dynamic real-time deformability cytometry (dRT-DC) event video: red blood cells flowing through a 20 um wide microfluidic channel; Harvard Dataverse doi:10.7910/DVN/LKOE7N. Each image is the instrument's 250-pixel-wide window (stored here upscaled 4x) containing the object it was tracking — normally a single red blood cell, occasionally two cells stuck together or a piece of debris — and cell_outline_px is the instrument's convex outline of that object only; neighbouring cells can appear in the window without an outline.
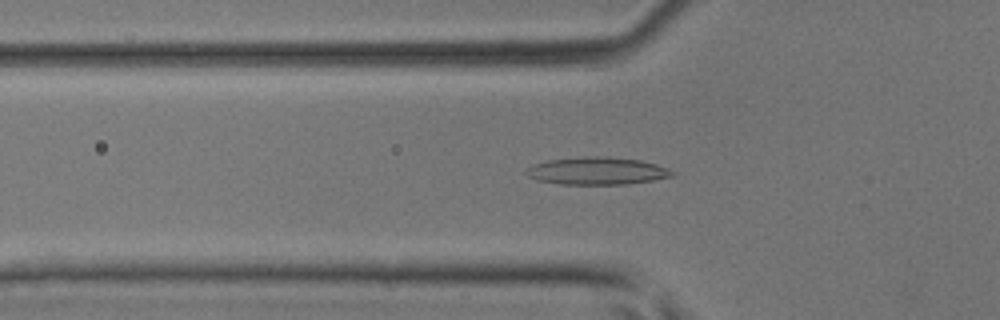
{"species": "common noctule bat (a hibernating species)", "species_latin": "Nyctalus noctula", "temperature_condition": "room temperature", "stored_images_in_passage": 32, "camera_frame_rate_fps": 3000, "um_per_image_px": 0.085, "animal": {"sex": "male", "body_mass_g": 17.9, "forearm_length_mm": 54.2}, "frame": {"image": 1, "passage_image": 3, "time_ms": 0.667, "image_size_px": [1000, 320], "cell_outline_px": [[676, 172], [672, 176], [652, 180], [628, 184], [560, 184], [536, 180], [528, 176], [524, 172], [532, 164], [548, 160], [584, 156], [604, 156], [640, 160], [656, 164], [668, 168]], "centroid_in_image_um": [50.73, 14.52], "position_along_channel_um": 75.1, "area_um2": 23.47}}
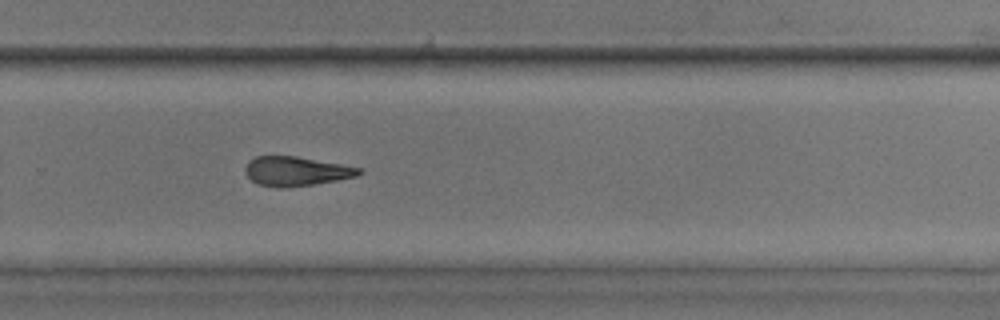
{"frame": {"image": 2, "passage_image": 18, "time_ms": 5.667, "image_size_px": [1000, 320], "cell_outline_px": [[364, 172], [356, 176], [336, 180], [312, 184], [284, 188], [280, 188], [256, 184], [244, 172], [244, 168], [248, 160], [256, 156], [296, 156], [364, 168]], "centroid_in_image_um": [25.15, 14.55], "position_along_channel_um": 304.6, "area_um2": 19.54}}
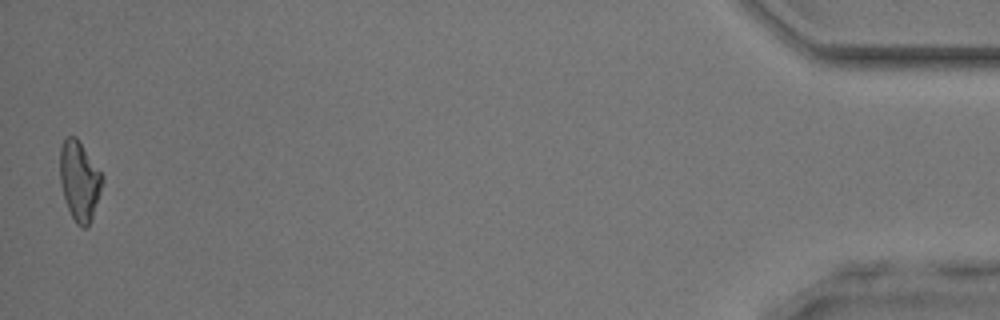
{"frame": {"image": 3, "passage_image": 32, "time_ms": 10.333, "image_size_px": [1000, 320], "cell_outline_px": [[104, 180], [92, 216], [88, 224], [84, 228], [76, 224], [68, 208], [64, 196], [60, 180], [60, 148], [64, 136], [76, 136], [104, 176]], "centroid_in_image_um": [6.75, 15.32], "position_along_channel_um": 428.5, "area_um2": 19.42}}